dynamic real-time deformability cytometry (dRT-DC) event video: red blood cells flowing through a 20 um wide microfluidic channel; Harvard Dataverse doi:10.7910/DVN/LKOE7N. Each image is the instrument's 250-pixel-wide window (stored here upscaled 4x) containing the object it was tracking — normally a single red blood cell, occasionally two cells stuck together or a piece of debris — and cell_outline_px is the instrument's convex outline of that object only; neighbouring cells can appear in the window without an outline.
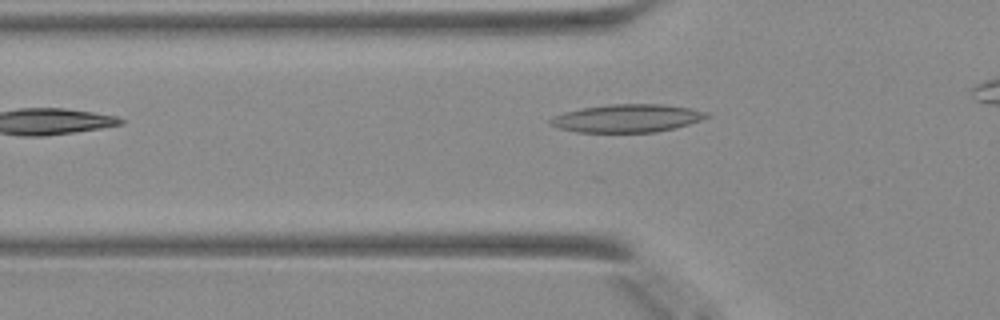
{"species": "Egyptian fruit bat (a non-hibernating species)", "species_latin": "Rousettus aegyptiacus", "temperature_condition": "warm", "stored_images_in_passage": 25, "camera_frame_rate_fps": 3000, "um_per_image_px": 0.085, "animal": {"sex": "female"}, "frame": {"image": 1, "passage_image": 2, "time_ms": 0.333, "image_size_px": [1000, 320], "cell_outline_px": [[712, 116], [688, 124], [656, 132], [580, 132], [560, 128], [548, 124], [548, 120], [552, 116], [564, 112], [584, 108], [608, 104], [660, 104], [688, 108], [708, 112]], "centroid_in_image_um": [53.29, 10.05], "position_along_channel_um": 72.5, "area_um2": 25.32}}
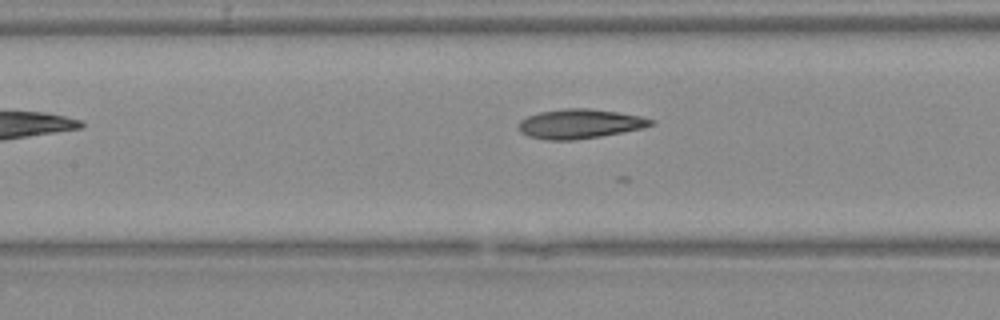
{"frame": {"image": 2, "passage_image": 8, "time_ms": 2.333, "image_size_px": [1000, 320], "cell_outline_px": [[656, 124], [644, 128], [600, 136], [572, 140], [548, 140], [528, 136], [520, 132], [516, 124], [520, 120], [528, 116], [540, 112], [564, 108], [588, 108], [616, 112], [640, 116], [656, 120]], "centroid_in_image_um": [49.28, 10.52], "position_along_channel_um": 158.1, "area_um2": 22.77}}
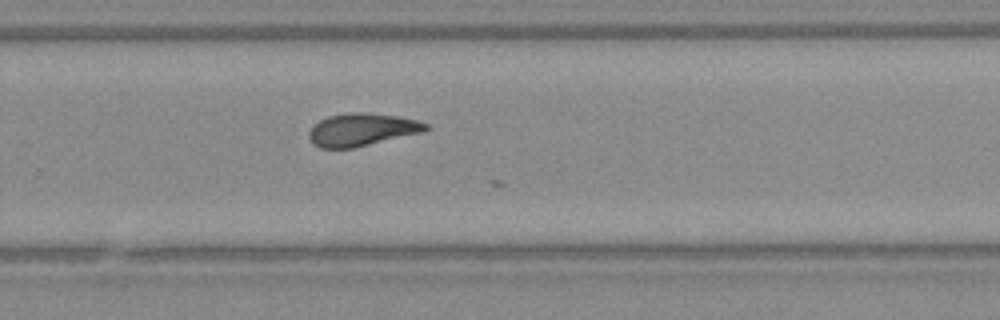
{"frame": {"image": 3, "passage_image": 18, "time_ms": 5.667, "image_size_px": [1000, 320], "cell_outline_px": [[428, 128], [424, 132], [352, 148], [320, 148], [308, 136], [308, 132], [312, 124], [328, 116], [348, 112], [368, 112], [396, 116], [416, 120], [428, 124]], "centroid_in_image_um": [30.74, 11.0], "position_along_channel_um": 299.1, "area_um2": 22.2}}